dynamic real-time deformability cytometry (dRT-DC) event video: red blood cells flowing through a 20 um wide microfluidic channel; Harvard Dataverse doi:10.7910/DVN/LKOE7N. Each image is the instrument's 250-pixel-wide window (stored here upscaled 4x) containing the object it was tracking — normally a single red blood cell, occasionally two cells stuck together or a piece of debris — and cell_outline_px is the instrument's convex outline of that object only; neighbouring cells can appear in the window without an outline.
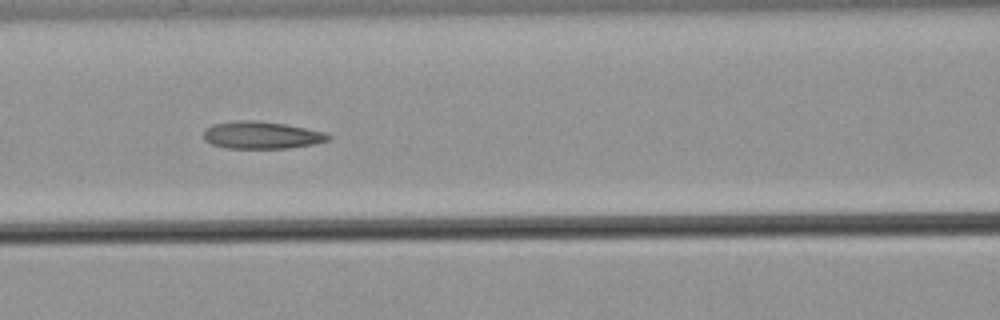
{"species": "common noctule bat (a hibernating species)", "species_latin": "Nyctalus noctula", "temperature_condition": "warm", "stored_images_in_passage": 44, "camera_frame_rate_fps": 3000, "um_per_image_px": 0.085, "animal": {"sex": "male", "body_mass_g": 21.5, "forearm_length_mm": 52.0}, "frame": {"image": 1, "passage_image": 13, "time_ms": 4.0, "image_size_px": [1000, 320], "cell_outline_px": [[332, 136], [328, 140], [312, 144], [288, 148], [224, 148], [212, 144], [204, 140], [204, 132], [212, 124], [236, 120], [256, 120], [284, 124], [324, 132]], "centroid_in_image_um": [22.2, 11.48], "position_along_channel_um": 144.4, "area_um2": 19.71}}